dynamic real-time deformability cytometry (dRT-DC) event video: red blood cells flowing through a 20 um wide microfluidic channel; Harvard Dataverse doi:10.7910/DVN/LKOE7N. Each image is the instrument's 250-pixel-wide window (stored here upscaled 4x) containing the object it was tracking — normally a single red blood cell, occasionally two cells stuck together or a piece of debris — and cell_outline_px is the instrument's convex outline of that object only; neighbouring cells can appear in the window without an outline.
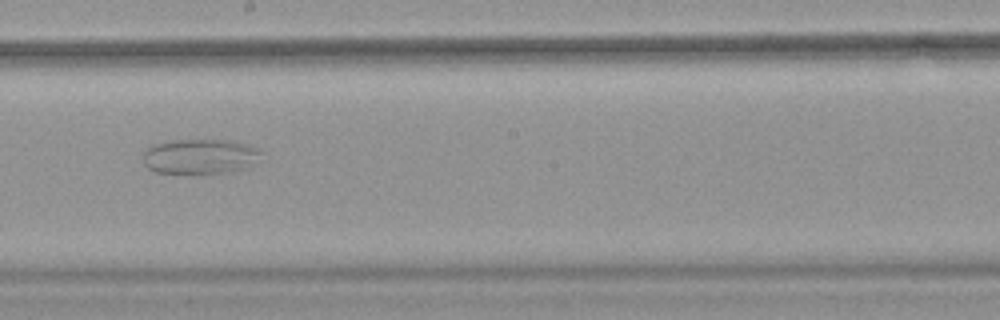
{"species": "common noctule bat (a hibernating species)", "species_latin": "Nyctalus noctula", "temperature_condition": "warm", "stored_images_in_passage": 55, "camera_frame_rate_fps": 3000, "um_per_image_px": 0.085, "animal": {"sex": "female", "body_mass_g": 18.4}, "frame": {"image": 1, "passage_image": 32, "time_ms": 10.333, "image_size_px": [1000, 320], "cell_outline_px": [[264, 152], [252, 164], [244, 168], [228, 172], [156, 172], [148, 168], [144, 164], [144, 152], [152, 144], [172, 140], [228, 140], [244, 144], [256, 148]], "centroid_in_image_um": [16.98, 13.27], "position_along_channel_um": 231.2, "area_um2": 23.58}}